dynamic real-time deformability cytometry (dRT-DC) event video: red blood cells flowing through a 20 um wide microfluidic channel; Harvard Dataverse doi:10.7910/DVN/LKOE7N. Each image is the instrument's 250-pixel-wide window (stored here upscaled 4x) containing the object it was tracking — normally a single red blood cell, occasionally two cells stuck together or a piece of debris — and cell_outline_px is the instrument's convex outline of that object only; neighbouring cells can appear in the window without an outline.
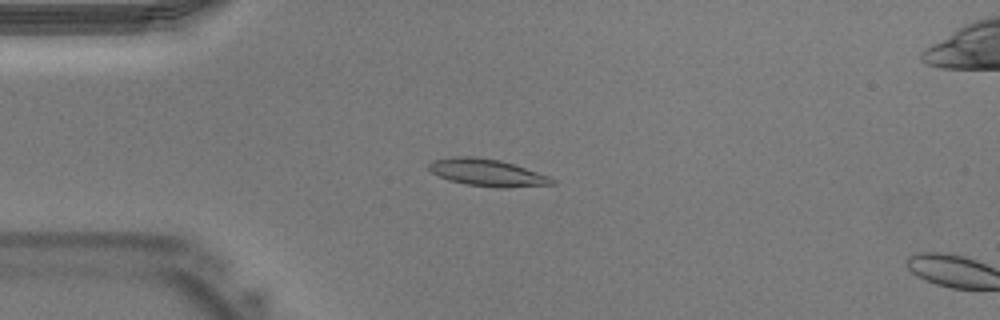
{"species": "Egyptian fruit bat (a non-hibernating species)", "species_latin": "Rousettus aegyptiacus", "temperature_condition": "warm", "stored_images_in_passage": 13, "camera_frame_rate_fps": 3000, "um_per_image_px": 0.085, "animal": {"sex": "male"}, "frame": {"image": 1, "passage_image": 11, "time_ms": 3.333, "image_size_px": [1000, 320], "cell_outline_px": [[556, 184], [508, 188], [496, 188], [464, 184], [440, 176], [432, 172], [428, 168], [428, 164], [432, 160], [452, 156], [476, 156], [500, 160], [552, 176], [556, 180]], "centroid_in_image_um": [41.47, 14.67], "position_along_channel_um": 43.5, "area_um2": 19.77}}